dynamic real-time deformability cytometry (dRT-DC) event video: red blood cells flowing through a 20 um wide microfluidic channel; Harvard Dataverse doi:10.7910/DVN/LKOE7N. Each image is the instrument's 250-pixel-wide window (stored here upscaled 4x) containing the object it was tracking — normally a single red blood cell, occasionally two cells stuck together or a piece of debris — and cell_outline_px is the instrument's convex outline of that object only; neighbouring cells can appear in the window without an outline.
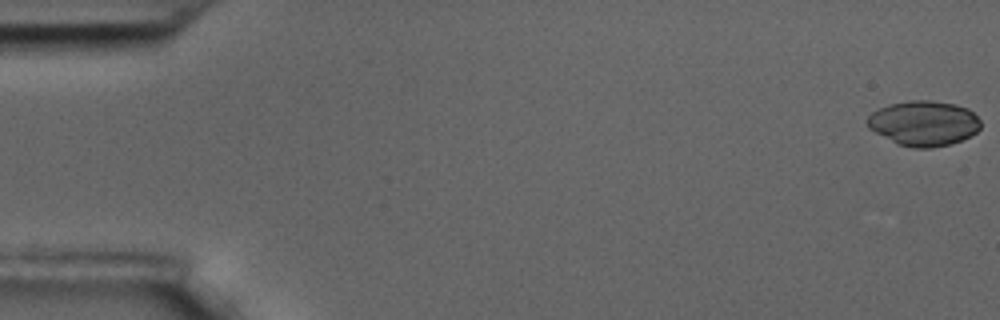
{"species": "common noctule bat (a hibernating species)", "species_latin": "Nyctalus noctula", "temperature_condition": "room temperature", "stored_images_in_passage": 5, "camera_frame_rate_fps": 3000, "um_per_image_px": 0.085, "animal": {"sex": "male", "body_mass_g": 17.5, "forearm_length_mm": 52.3}, "frame": {"image": 1, "passage_image": 1, "time_ms": 0.0, "image_size_px": [1000, 320], "cell_outline_px": [[980, 128], [976, 132], [952, 144], [932, 148], [912, 148], [896, 144], [868, 128], [868, 116], [872, 112], [888, 104], [908, 100], [928, 100], [956, 104], [968, 108], [980, 120]], "centroid_in_image_um": [78.51, 10.48], "position_along_channel_um": 6.5, "area_um2": 29.88}}
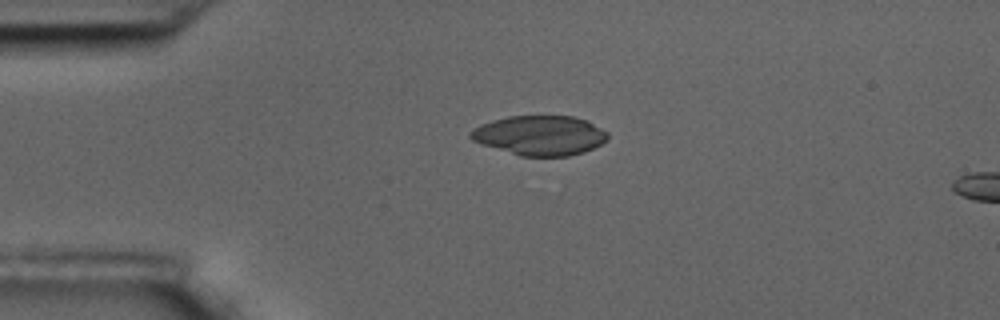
{"frame": {"image": 2, "passage_image": 4, "time_ms": 1.0, "image_size_px": [1000, 320], "cell_outline_px": [[608, 140], [584, 152], [568, 156], [520, 156], [480, 144], [472, 140], [468, 136], [468, 132], [472, 128], [480, 124], [492, 120], [508, 116], [572, 116], [588, 120], [608, 132]], "centroid_in_image_um": [45.86, 11.5], "position_along_channel_um": 39.1, "area_um2": 32.02}}